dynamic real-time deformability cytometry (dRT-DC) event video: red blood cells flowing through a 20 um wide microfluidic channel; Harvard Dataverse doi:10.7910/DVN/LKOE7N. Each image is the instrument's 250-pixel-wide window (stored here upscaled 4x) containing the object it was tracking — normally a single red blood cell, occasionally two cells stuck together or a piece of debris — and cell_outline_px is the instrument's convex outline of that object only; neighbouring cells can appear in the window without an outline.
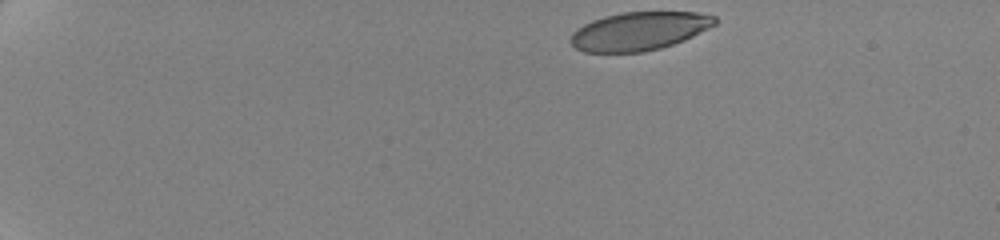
{"species": "human", "species_latin": "Homo sapiens", "temperature_condition": "cold", "stored_images_in_passage": 28, "camera_frame_rate_fps": 3000, "um_per_image_px": 0.085, "donor": {"sex": "female"}, "frame": {"image": 1, "passage_image": 1, "time_ms": 0.0, "image_size_px": [1000, 240], "cell_outline_px": [[716, 24], [684, 40], [660, 48], [644, 52], [584, 52], [576, 48], [568, 40], [572, 32], [576, 28], [592, 20], [604, 16], [620, 12], [696, 12], [716, 16]], "centroid_in_image_um": [54.29, 2.64], "position_along_channel_um": 30.7, "area_um2": 32.31}}
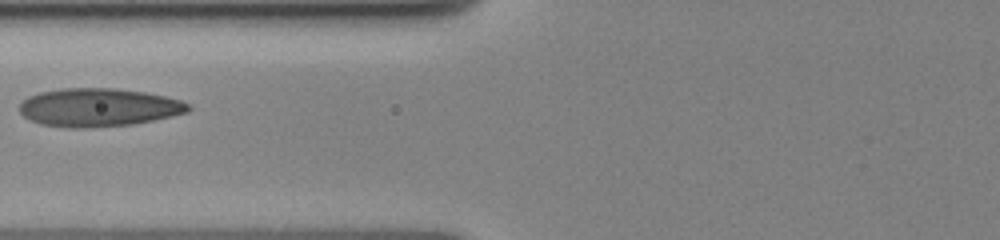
{"frame": {"image": 2, "passage_image": 16, "time_ms": 5.667, "image_size_px": [1000, 240], "cell_outline_px": [[192, 108], [188, 112], [172, 116], [132, 124], [88, 128], [68, 128], [40, 124], [28, 120], [20, 112], [20, 104], [28, 96], [40, 92], [60, 88], [116, 88], [144, 92], [164, 96], [180, 100], [188, 104]], "centroid_in_image_um": [8.35, 9.13], "position_along_channel_um": 117.5, "area_um2": 37.74}}
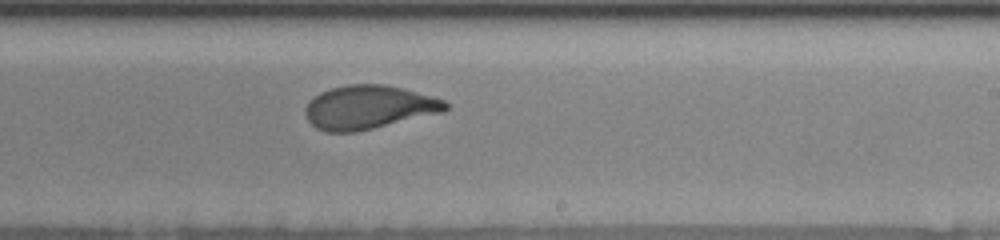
{"frame": {"image": 3, "passage_image": 28, "time_ms": 9.667, "image_size_px": [1000, 240], "cell_outline_px": [[448, 108], [444, 112], [356, 132], [324, 132], [316, 128], [308, 120], [304, 112], [304, 108], [320, 92], [332, 88], [348, 84], [384, 84], [404, 88], [432, 96], [444, 100], [448, 104]], "centroid_in_image_um": [31.35, 9.12], "position_along_channel_um": 257.6, "area_um2": 35.66}}